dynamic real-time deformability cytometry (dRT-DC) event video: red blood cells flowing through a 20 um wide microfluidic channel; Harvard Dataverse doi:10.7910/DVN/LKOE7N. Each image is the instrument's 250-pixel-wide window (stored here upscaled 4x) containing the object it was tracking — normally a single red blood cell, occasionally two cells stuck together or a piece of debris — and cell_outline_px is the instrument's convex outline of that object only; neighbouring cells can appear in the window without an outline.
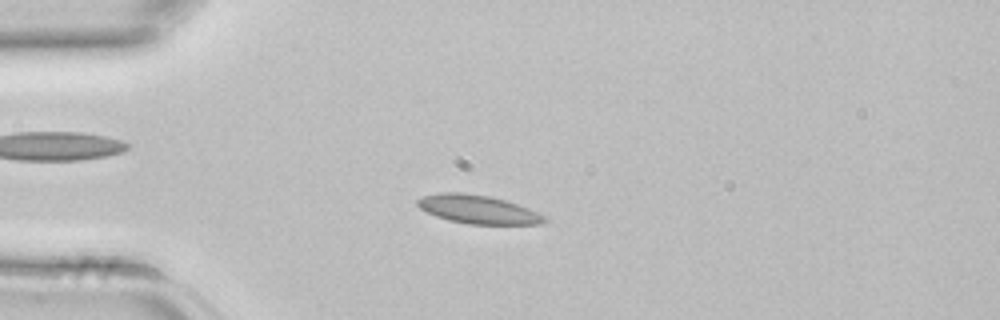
{"species": "common noctule bat (a hibernating species)", "species_latin": "Nyctalus noctula", "temperature_condition": "room temperature", "stored_images_in_passage": 14, "camera_frame_rate_fps": 3000, "um_per_image_px": 0.085, "animal": {"sex": "female", "body_mass_g": 22.7, "forearm_length_mm": 54.2}, "frame": {"image": 1, "passage_image": 10, "time_ms": 3.0, "image_size_px": [1000, 320], "cell_outline_px": [[548, 220], [540, 224], [468, 224], [448, 220], [436, 216], [420, 208], [416, 204], [416, 200], [424, 196], [440, 192], [464, 192], [488, 196], [504, 200], [540, 212]], "centroid_in_image_um": [40.62, 17.8], "position_along_channel_um": 44.4, "area_um2": 21.04}}